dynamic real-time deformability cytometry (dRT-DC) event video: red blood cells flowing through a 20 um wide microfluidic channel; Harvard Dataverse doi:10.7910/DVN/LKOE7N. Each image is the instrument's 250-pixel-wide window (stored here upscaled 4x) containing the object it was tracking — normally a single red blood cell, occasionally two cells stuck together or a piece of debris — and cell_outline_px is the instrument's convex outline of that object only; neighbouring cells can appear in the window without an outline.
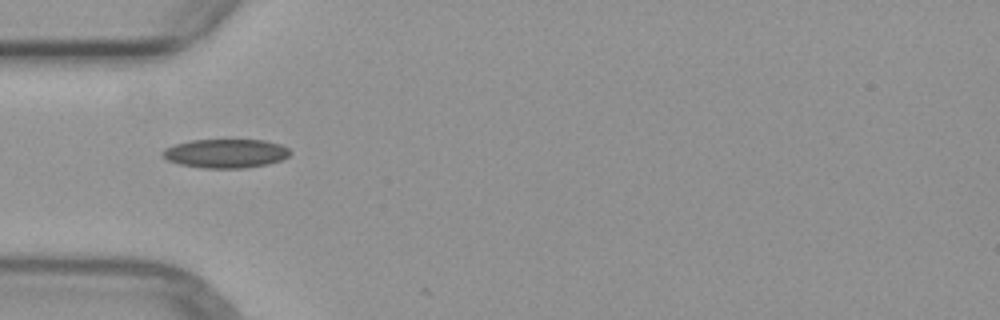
{"species": "common noctule bat (a hibernating species)", "species_latin": "Nyctalus noctula", "temperature_condition": "warm", "stored_images_in_passage": 6, "camera_frame_rate_fps": 3000, "um_per_image_px": 0.085, "animal": {"sex": "female", "body_mass_g": 29.2, "forearm_length_mm": 56.3}, "frame": {"image": 1, "passage_image": 6, "time_ms": 6.667, "image_size_px": [1000, 320], "cell_outline_px": [[292, 152], [288, 156], [280, 160], [264, 164], [244, 168], [200, 168], [180, 164], [168, 160], [160, 156], [160, 152], [164, 148], [176, 144], [192, 140], [264, 140], [280, 144], [288, 148]], "centroid_in_image_um": [19.14, 13.04], "position_along_channel_um": 65.9, "area_um2": 21.44}}